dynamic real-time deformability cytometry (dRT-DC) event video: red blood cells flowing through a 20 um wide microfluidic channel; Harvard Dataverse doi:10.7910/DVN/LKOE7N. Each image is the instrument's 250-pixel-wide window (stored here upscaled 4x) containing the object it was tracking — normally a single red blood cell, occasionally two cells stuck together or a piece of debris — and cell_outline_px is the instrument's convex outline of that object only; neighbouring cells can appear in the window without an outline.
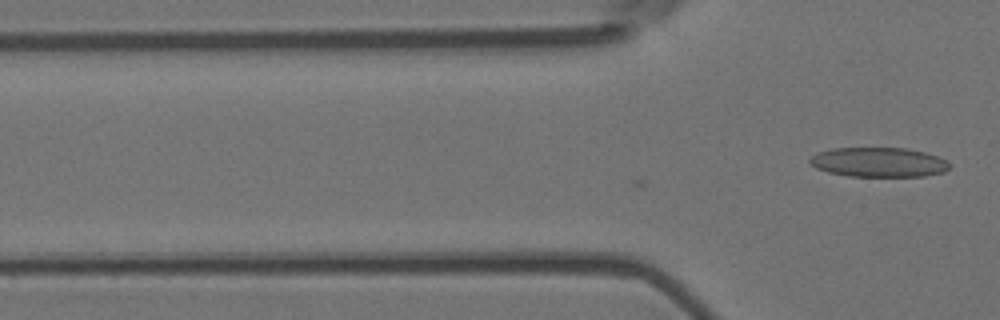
{"species": "Egyptian fruit bat (a non-hibernating species)", "species_latin": "Rousettus aegyptiacus", "temperature_condition": "room temperature", "stored_images_in_passage": 10, "camera_frame_rate_fps": 3000, "um_per_image_px": 0.085, "animal": {"sex": "female"}, "frame": {"image": 1, "passage_image": 10, "time_ms": 3.0, "image_size_px": [1000, 320], "cell_outline_px": [[948, 168], [944, 172], [924, 176], [848, 176], [828, 172], [816, 168], [808, 160], [812, 156], [820, 152], [832, 148], [908, 148], [940, 156], [948, 160]], "centroid_in_image_um": [74.72, 13.78], "position_along_channel_um": 51.1, "area_um2": 24.04}}